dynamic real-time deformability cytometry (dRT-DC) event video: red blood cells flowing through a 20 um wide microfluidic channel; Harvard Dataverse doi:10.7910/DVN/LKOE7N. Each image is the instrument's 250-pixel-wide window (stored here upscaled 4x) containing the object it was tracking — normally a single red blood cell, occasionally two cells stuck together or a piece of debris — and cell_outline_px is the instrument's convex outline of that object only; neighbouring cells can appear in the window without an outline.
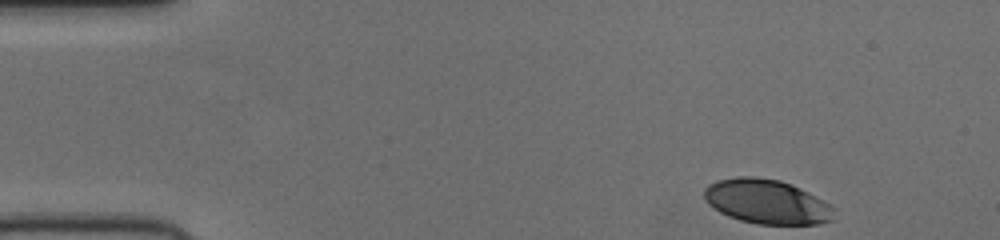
{"species": "human", "species_latin": "Homo sapiens", "temperature_condition": "cold", "stored_images_in_passage": 47, "camera_frame_rate_fps": 3000, "um_per_image_px": 0.085, "donor": {"sex": "female"}, "frame": {"image": 1, "passage_image": 1, "time_ms": 0.0, "image_size_px": [1000, 240], "cell_outline_px": [[836, 208], [832, 220], [820, 224], [756, 224], [740, 220], [728, 216], [720, 212], [708, 204], [704, 200], [704, 188], [708, 184], [716, 180], [736, 176], [756, 176], [780, 180], [792, 184], [808, 192]], "centroid_in_image_um": [65.15, 17.13], "position_along_channel_um": 19.8, "area_um2": 33.93}}
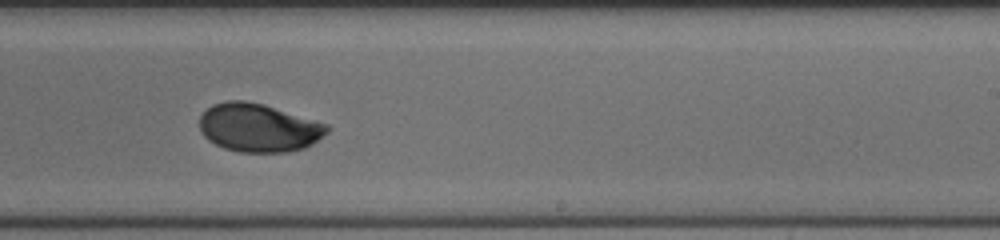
{"frame": {"image": 2, "passage_image": 27, "time_ms": 8.667, "image_size_px": [1000, 240], "cell_outline_px": [[332, 128], [328, 132], [312, 144], [304, 148], [288, 152], [240, 152], [224, 148], [208, 140], [200, 132], [200, 116], [212, 104], [228, 100], [244, 100], [264, 104], [328, 124]], "centroid_in_image_um": [21.99, 10.85], "position_along_channel_um": 267.0, "area_um2": 36.07}}
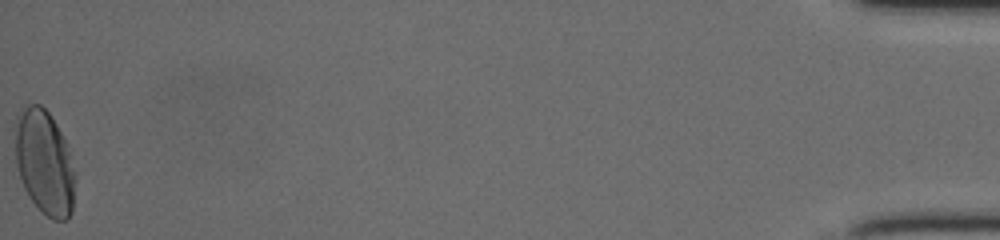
{"frame": {"image": 3, "passage_image": 47, "time_ms": 15.333, "image_size_px": [1000, 240], "cell_outline_px": [[76, 176], [72, 212], [68, 220], [52, 220], [28, 196], [24, 188], [16, 164], [12, 128], [16, 112], [20, 108], [28, 104], [40, 104], [48, 112], [56, 124], [64, 140], [76, 172]], "centroid_in_image_um": [3.74, 13.75], "position_along_channel_um": 431.5, "area_um2": 37.28}}